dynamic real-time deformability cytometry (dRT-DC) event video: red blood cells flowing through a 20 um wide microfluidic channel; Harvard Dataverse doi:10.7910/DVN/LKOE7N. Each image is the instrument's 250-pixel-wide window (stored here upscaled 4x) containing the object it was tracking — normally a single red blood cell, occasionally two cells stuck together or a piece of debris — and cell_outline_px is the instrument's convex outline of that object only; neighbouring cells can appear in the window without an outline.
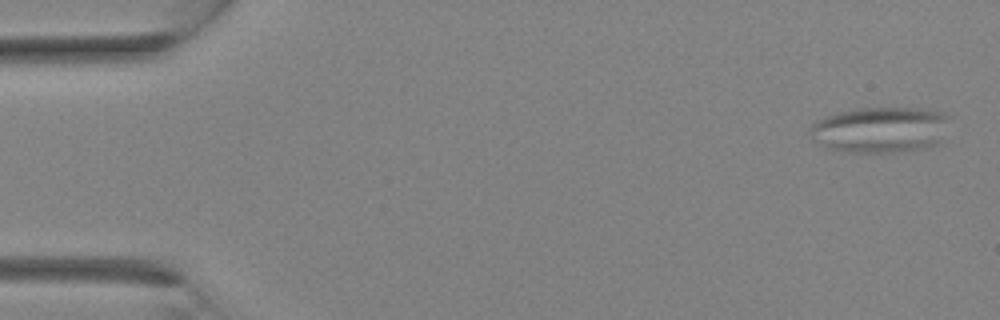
{"species": "Egyptian fruit bat (a non-hibernating species)", "species_latin": "Rousettus aegyptiacus", "temperature_condition": "room temperature", "stored_images_in_passage": 3, "camera_frame_rate_fps": 3000, "um_per_image_px": 0.085, "animal": {"sex": "female"}, "frame": {"image": 1, "passage_image": 1, "time_ms": 0.0, "image_size_px": [1000, 320], "cell_outline_px": [[948, 116], [940, 140], [932, 148], [896, 152], [848, 152], [828, 148], [812, 140], [808, 132], [808, 128], [812, 124], [824, 116], [856, 108], [928, 108], [948, 112]], "centroid_in_image_um": [74.81, 11.02], "position_along_channel_um": 10.2, "area_um2": 37.69}}